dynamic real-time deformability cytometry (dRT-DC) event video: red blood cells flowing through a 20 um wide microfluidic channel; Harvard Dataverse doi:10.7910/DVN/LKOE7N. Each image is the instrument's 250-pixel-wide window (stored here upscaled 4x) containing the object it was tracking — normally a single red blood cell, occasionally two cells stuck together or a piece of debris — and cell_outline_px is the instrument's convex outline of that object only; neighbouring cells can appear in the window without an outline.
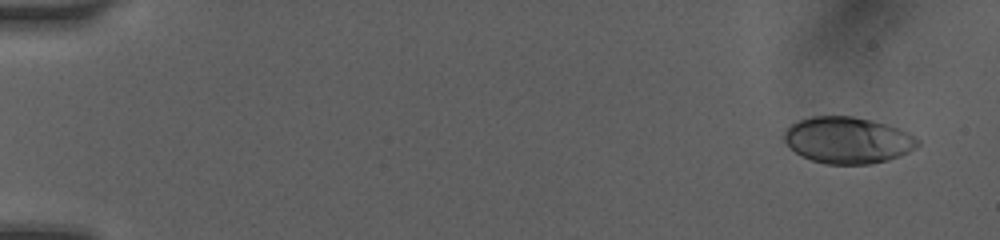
{"species": "human", "species_latin": "Homo sapiens", "temperature_condition": "room temperature", "stored_images_in_passage": 11, "camera_frame_rate_fps": 3000, "um_per_image_px": 0.085, "donor": {"sex": "female"}, "frame": {"image": 1, "passage_image": 2, "time_ms": 0.667, "image_size_px": [1000, 240], "cell_outline_px": [[920, 144], [908, 152], [900, 156], [888, 160], [872, 164], [824, 164], [812, 160], [796, 152], [784, 140], [784, 132], [796, 120], [812, 116], [852, 116], [872, 120], [888, 124], [900, 128], [916, 136], [920, 140]], "centroid_in_image_um": [72.1, 11.91], "position_along_channel_um": 12.9, "area_um2": 36.36}}
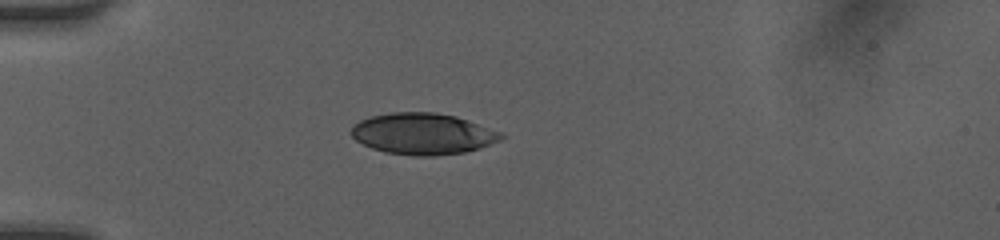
{"frame": {"image": 2, "passage_image": 8, "time_ms": 4.667, "image_size_px": [1000, 240], "cell_outline_px": [[504, 136], [500, 140], [480, 148], [464, 152], [436, 156], [416, 156], [384, 152], [372, 148], [356, 140], [352, 136], [352, 128], [360, 120], [372, 116], [388, 112], [436, 112], [456, 116], [500, 132]], "centroid_in_image_um": [35.94, 11.37], "position_along_channel_um": 49.1, "area_um2": 35.89}}
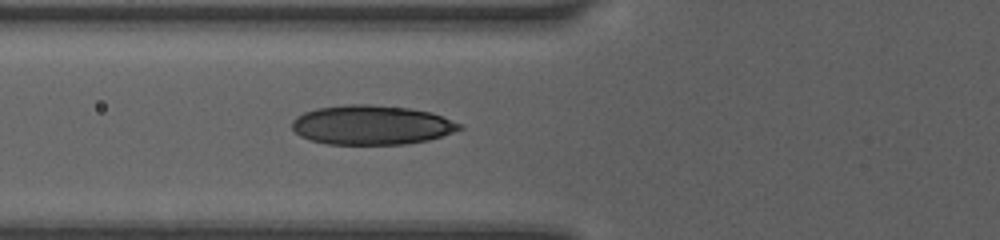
{"frame": {"image": 3, "passage_image": 11, "time_ms": 6.333, "image_size_px": [1000, 240], "cell_outline_px": [[464, 128], [428, 140], [404, 144], [328, 144], [312, 140], [300, 136], [292, 128], [292, 120], [296, 116], [304, 112], [316, 108], [348, 104], [368, 104], [408, 108], [432, 112], [464, 124]], "centroid_in_image_um": [31.6, 10.61], "position_along_channel_um": 94.2, "area_um2": 38.49}}